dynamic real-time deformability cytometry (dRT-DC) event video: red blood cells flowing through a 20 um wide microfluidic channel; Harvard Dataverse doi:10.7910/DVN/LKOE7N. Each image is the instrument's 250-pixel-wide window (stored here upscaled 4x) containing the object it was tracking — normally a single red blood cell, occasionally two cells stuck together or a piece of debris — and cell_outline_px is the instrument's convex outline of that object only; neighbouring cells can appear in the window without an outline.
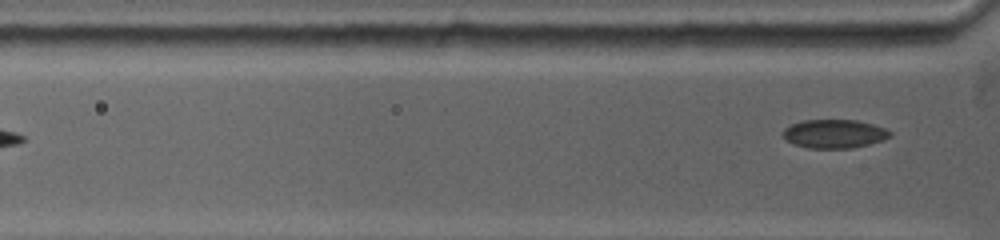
{"species": "common noctule bat (a hibernating species)", "species_latin": "Nyctalus noctula", "temperature_condition": "warm", "stored_images_in_passage": 8, "segment_of_instrument_passage": [2, 2], "camera_frame_rate_fps": 5000, "um_per_image_px": 0.085, "animal": {"sex": "female", "body_mass_g": 19.0, "forearm_length_mm": 53.3}, "frame": {"image": 1, "passage_image": 8, "time_ms": 4.2, "image_size_px": [1000, 240], "cell_outline_px": [[892, 136], [884, 140], [852, 148], [808, 148], [792, 144], [784, 140], [784, 128], [800, 120], [856, 120], [872, 124], [884, 128], [892, 132]], "centroid_in_image_um": [70.9, 11.37], "position_along_channel_um": 54.9, "area_um2": 17.98}}